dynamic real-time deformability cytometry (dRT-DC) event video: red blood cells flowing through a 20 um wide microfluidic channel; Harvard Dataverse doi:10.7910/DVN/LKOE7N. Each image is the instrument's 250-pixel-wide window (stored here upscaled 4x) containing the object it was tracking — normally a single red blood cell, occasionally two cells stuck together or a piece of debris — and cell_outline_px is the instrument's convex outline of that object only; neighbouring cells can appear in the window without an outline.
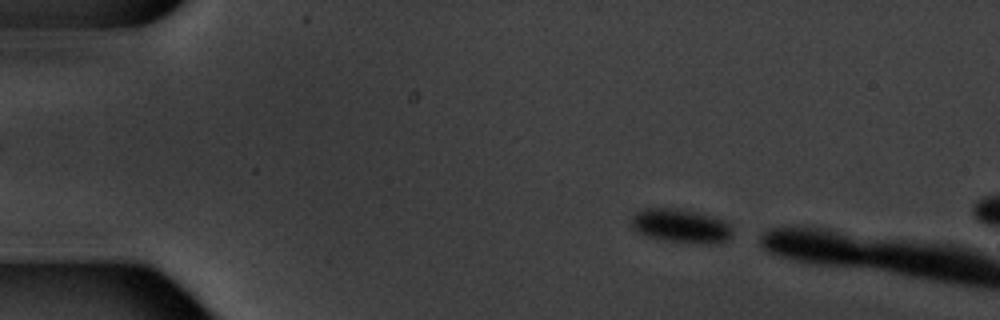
{"species": "common noctule bat (a hibernating species)", "species_latin": "Nyctalus noctula", "temperature_condition": "warm", "stored_images_in_passage": 6, "segment_of_instrument_passage": [2, 2], "camera_frame_rate_fps": 3000, "um_per_image_px": 0.085, "animal": {"sex": "male", "body_mass_g": 20.1, "forearm_length_mm": 53.5}, "frame": {"image": 1, "passage_image": 6, "time_ms": 6.0, "image_size_px": [1000, 320], "cell_outline_px": [[732, 236], [716, 244], [688, 244], [664, 240], [648, 236], [636, 232], [632, 228], [632, 216], [636, 212], [644, 208], [680, 208], [696, 212], [724, 220], [732, 228]], "centroid_in_image_um": [57.87, 19.21], "position_along_channel_um": 27.1, "area_um2": 20.17}}